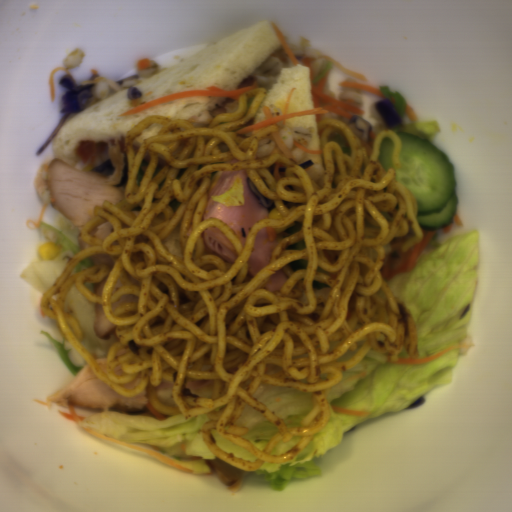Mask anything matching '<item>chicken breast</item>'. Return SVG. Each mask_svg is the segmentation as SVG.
Returning a JSON list of instances; mask_svg holds the SVG:
<instances>
[{
	"label": "chicken breast",
	"mask_w": 512,
	"mask_h": 512,
	"mask_svg": "<svg viewBox=\"0 0 512 512\" xmlns=\"http://www.w3.org/2000/svg\"><path fill=\"white\" fill-rule=\"evenodd\" d=\"M123 141L108 142L106 146L113 164L108 177L56 157L51 160L45 169V186L53 210L82 229L94 217L96 205L102 207L105 201L115 204L122 201L129 178Z\"/></svg>",
	"instance_id": "cb542c10"
},
{
	"label": "chicken breast",
	"mask_w": 512,
	"mask_h": 512,
	"mask_svg": "<svg viewBox=\"0 0 512 512\" xmlns=\"http://www.w3.org/2000/svg\"><path fill=\"white\" fill-rule=\"evenodd\" d=\"M147 386L134 398H124L104 384L86 363L63 387L49 394L52 403L70 407H118L143 411L150 406Z\"/></svg>",
	"instance_id": "c9198e5e"
},
{
	"label": "chicken breast",
	"mask_w": 512,
	"mask_h": 512,
	"mask_svg": "<svg viewBox=\"0 0 512 512\" xmlns=\"http://www.w3.org/2000/svg\"><path fill=\"white\" fill-rule=\"evenodd\" d=\"M208 464L213 475L230 493H236L241 489L245 478L244 469H238L219 457L208 462Z\"/></svg>",
	"instance_id": "ea81aa3d"
},
{
	"label": "chicken breast",
	"mask_w": 512,
	"mask_h": 512,
	"mask_svg": "<svg viewBox=\"0 0 512 512\" xmlns=\"http://www.w3.org/2000/svg\"><path fill=\"white\" fill-rule=\"evenodd\" d=\"M133 326L121 327L114 324L104 314L103 304L94 303V332L96 336L116 339L120 342L122 336L131 331Z\"/></svg>",
	"instance_id": "8e849b83"
},
{
	"label": "chicken breast",
	"mask_w": 512,
	"mask_h": 512,
	"mask_svg": "<svg viewBox=\"0 0 512 512\" xmlns=\"http://www.w3.org/2000/svg\"><path fill=\"white\" fill-rule=\"evenodd\" d=\"M108 358H104V359H94L95 362L97 363V365L99 367H101L102 369H104L106 371V361H107Z\"/></svg>",
	"instance_id": "9040999d"
}]
</instances>
